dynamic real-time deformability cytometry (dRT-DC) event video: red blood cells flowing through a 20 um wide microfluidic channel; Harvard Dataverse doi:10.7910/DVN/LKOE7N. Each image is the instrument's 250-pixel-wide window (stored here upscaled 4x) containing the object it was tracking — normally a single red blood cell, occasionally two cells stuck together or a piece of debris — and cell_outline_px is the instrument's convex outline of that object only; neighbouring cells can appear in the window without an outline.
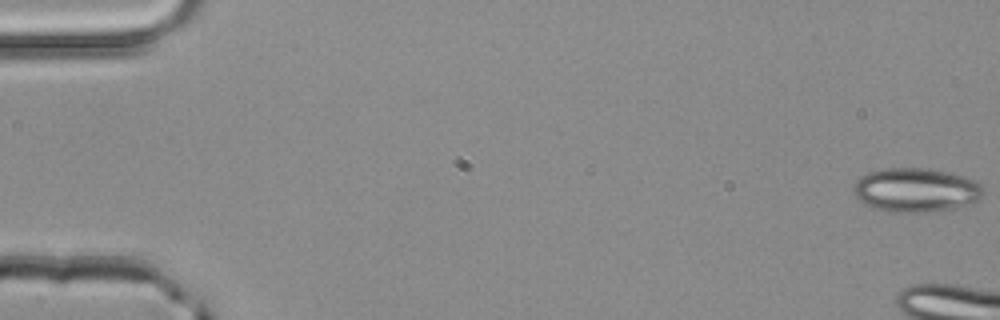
{"species": "common noctule bat (a hibernating species)", "species_latin": "Nyctalus noctula", "temperature_condition": "room temperature", "stored_images_in_passage": 15, "camera_frame_rate_fps": 3000, "um_per_image_px": 0.085, "animal": {"sex": "male", "body_mass_g": 20.4}, "frame": {"image": 1, "passage_image": 1, "time_ms": 0.0, "image_size_px": [1000, 320], "cell_outline_px": [[984, 196], [980, 200], [972, 204], [952, 208], [920, 212], [896, 212], [876, 208], [864, 204], [852, 192], [852, 188], [856, 180], [872, 172], [884, 168], [928, 168], [948, 172], [964, 176], [976, 180], [984, 188]], "centroid_in_image_um": [77.91, 16.14], "position_along_channel_um": 7.1, "area_um2": 33.29}}